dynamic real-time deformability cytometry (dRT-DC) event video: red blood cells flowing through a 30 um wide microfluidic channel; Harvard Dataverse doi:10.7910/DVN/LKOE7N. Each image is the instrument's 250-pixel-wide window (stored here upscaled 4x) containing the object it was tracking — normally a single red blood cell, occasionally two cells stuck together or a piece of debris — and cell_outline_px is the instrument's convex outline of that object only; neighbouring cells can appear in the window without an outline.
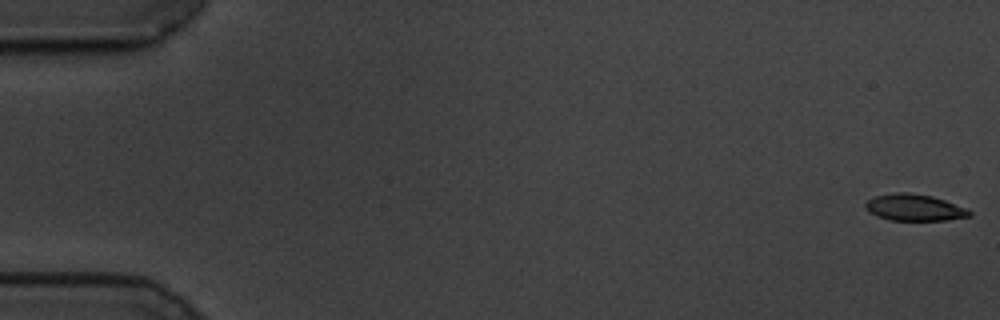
{"species": "common noctule bat (a hibernating species)", "species_latin": "Nyctalus noctula", "temperature_condition": "cold", "stored_images_in_passage": 58, "camera_frame_rate_fps": 3000, "um_per_image_px": 0.085, "animal": {"sex": "male", "body_mass_g": 19.5, "forearm_length_mm": 54.6}, "frame": {"image": 1, "passage_image": 1, "time_ms": 0.0, "image_size_px": [1000, 320], "cell_outline_px": [[972, 216], [948, 220], [888, 220], [876, 216], [868, 212], [864, 204], [868, 200], [876, 196], [896, 192], [908, 192], [932, 196], [968, 208], [972, 212]], "centroid_in_image_um": [77.74, 17.64], "position_along_channel_um": 7.3, "area_um2": 16.24}}
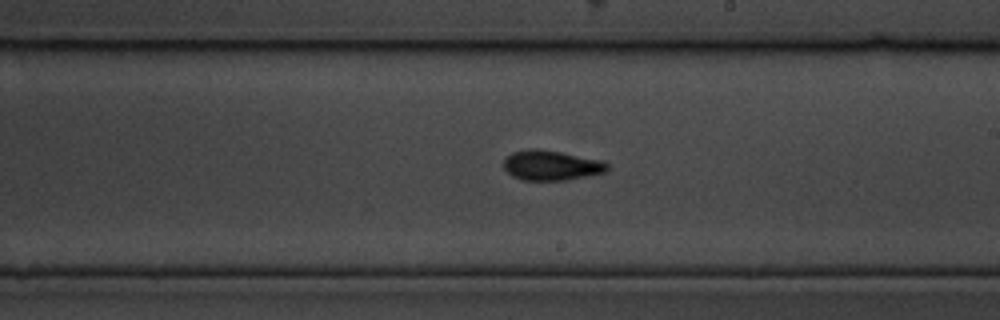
{"frame": {"image": 2, "passage_image": 34, "time_ms": 11.0, "image_size_px": [1000, 320], "cell_outline_px": [[608, 172], [568, 180], [520, 180], [512, 176], [504, 168], [504, 160], [512, 152], [532, 148], [536, 148], [560, 152], [604, 160], [608, 164]], "centroid_in_image_um": [46.89, 14.06], "position_along_channel_um": 242.1, "area_um2": 18.26}}
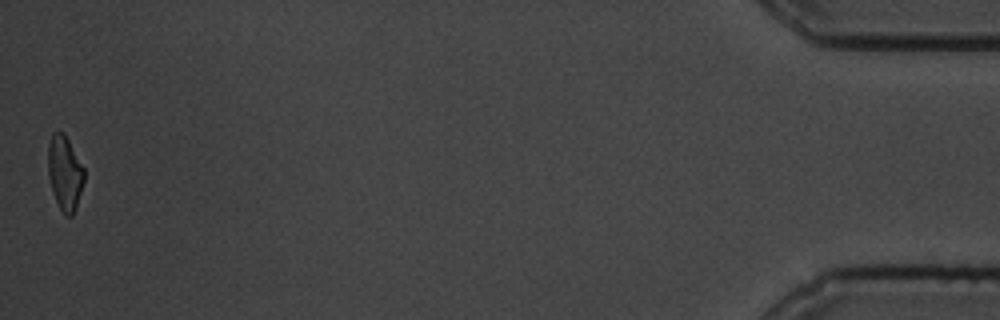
{"frame": {"image": 3, "passage_image": 58, "time_ms": 19.0, "image_size_px": [1000, 320], "cell_outline_px": [[84, 180], [76, 208], [72, 216], [64, 216], [52, 192], [48, 176], [48, 144], [52, 132], [64, 132], [84, 168]], "centroid_in_image_um": [5.5, 14.7], "position_along_channel_um": 429.7, "area_um2": 15.72}, "authors_computed_cell_mechanics": {"area_um2": 17.2822, "velocity_mm_per_s": 3.4759, "shape_relaxation_time_tau1_ms": 4.2092, "shape_relaxation_time_tau2_ms": 1.2314, "deformation_change_tau1": 0.1529, "deformation_change_tau2": 0.0598}}